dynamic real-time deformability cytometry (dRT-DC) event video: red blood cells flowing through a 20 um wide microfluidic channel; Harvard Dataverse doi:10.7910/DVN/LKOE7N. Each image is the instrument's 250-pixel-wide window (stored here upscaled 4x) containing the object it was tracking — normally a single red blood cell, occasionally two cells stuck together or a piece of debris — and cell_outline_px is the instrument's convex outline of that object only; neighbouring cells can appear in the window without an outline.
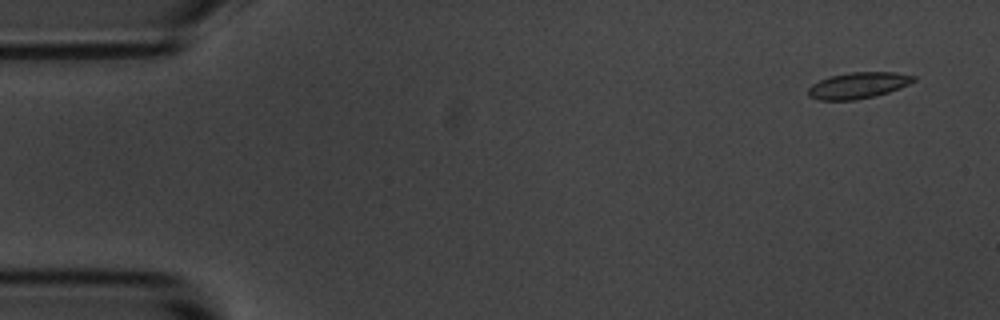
{"species": "common noctule bat (a hibernating species)", "species_latin": "Nyctalus noctula", "temperature_condition": "room temperature", "stored_images_in_passage": 53, "camera_frame_rate_fps": 3000, "um_per_image_px": 0.085, "animal": {"sex": "male", "body_mass_g": 20.1, "forearm_length_mm": 53.5}, "frame": {"image": 1, "passage_image": 1, "time_ms": 0.0, "image_size_px": [1000, 320], "cell_outline_px": [[916, 80], [900, 88], [876, 96], [856, 100], [820, 100], [808, 96], [808, 88], [812, 84], [828, 76], [852, 72], [896, 72], [916, 76]], "centroid_in_image_um": [72.94, 7.26], "position_along_channel_um": 12.1, "area_um2": 16.18}}
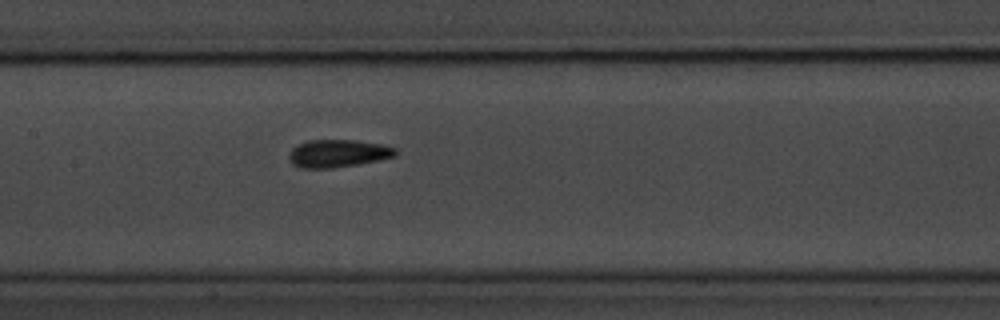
{"frame": {"image": 2, "passage_image": 24, "time_ms": 7.667, "image_size_px": [1000, 320], "cell_outline_px": [[396, 156], [356, 164], [332, 168], [300, 168], [292, 164], [288, 156], [292, 148], [308, 140], [356, 140], [384, 144], [396, 148]], "centroid_in_image_um": [28.72, 13.03], "position_along_channel_um": 178.7, "area_um2": 17.11}}
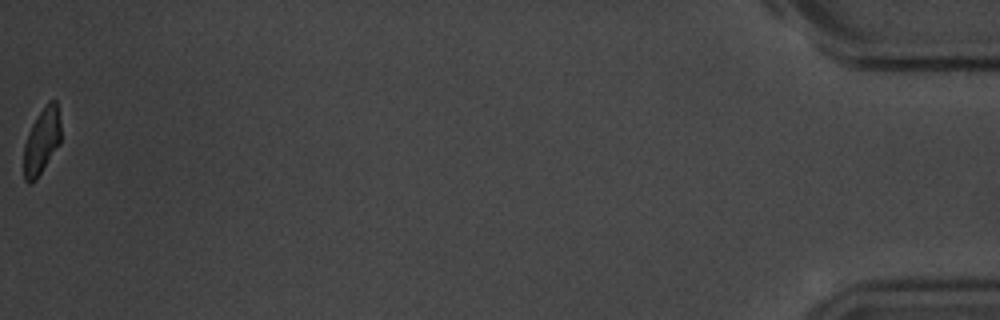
{"frame": {"image": 3, "passage_image": 53, "time_ms": 17.333, "image_size_px": [1000, 320], "cell_outline_px": [[60, 144], [36, 180], [28, 184], [24, 180], [24, 144], [28, 132], [32, 124], [48, 100], [56, 100], [60, 124]], "centroid_in_image_um": [3.54, 12.01], "position_along_channel_um": 431.7, "area_um2": 14.22}, "authors_computed_cell_mechanics": {"area_um2": 16.1262, "velocity_mm_per_s": 3.6532, "shape_relaxation_time_tau1_ms": 3.2934, "shape_relaxation_time_tau2_ms": 2.2483, "deformation_change_tau1": 0.1153, "deformation_change_tau2": 0.0751}}